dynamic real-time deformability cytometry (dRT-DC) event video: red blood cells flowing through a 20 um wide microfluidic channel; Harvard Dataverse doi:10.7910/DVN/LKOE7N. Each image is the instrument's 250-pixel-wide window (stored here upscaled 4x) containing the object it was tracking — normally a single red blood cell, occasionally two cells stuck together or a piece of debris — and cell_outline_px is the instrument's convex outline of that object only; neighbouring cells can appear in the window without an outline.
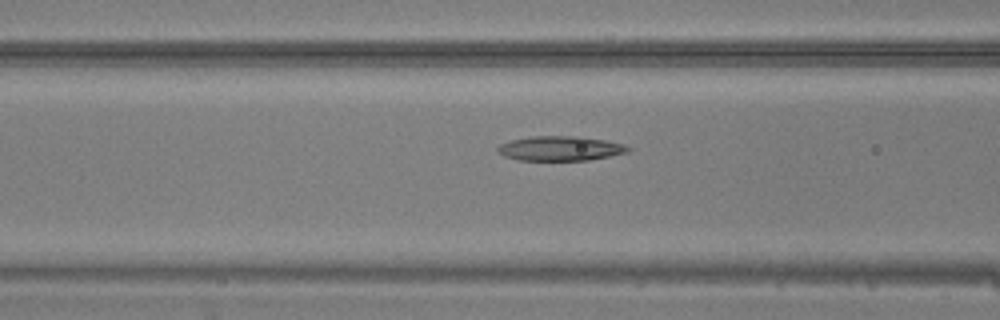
{"species": "common noctule bat (a hibernating species)", "species_latin": "Nyctalus noctula", "temperature_condition": "warm", "stored_images_in_passage": 14, "camera_frame_rate_fps": 3000, "um_per_image_px": 0.085, "animal": {"sex": "male", "body_mass_g": 20.5, "forearm_length_mm": 52.5}, "frame": {"image": 1, "passage_image": 12, "time_ms": 3.667, "image_size_px": [1000, 320], "cell_outline_px": [[632, 148], [628, 152], [588, 160], [520, 160], [504, 156], [496, 152], [496, 148], [500, 144], [512, 140], [532, 136], [576, 136], [604, 140], [624, 144]], "centroid_in_image_um": [47.6, 12.61], "position_along_channel_um": 119.0, "area_um2": 18.61}}